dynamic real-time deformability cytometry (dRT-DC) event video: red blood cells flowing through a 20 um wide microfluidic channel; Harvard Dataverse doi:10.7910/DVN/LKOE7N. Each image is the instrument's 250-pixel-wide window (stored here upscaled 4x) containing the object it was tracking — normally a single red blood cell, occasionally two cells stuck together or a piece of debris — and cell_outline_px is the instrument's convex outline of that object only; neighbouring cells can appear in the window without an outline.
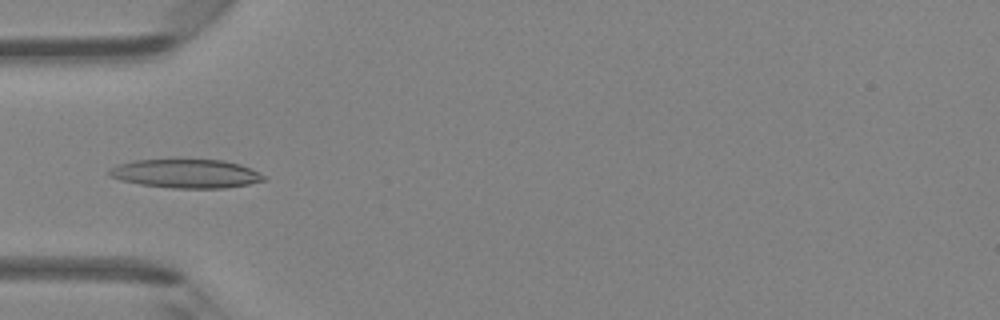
{"species": "Egyptian fruit bat (a non-hibernating species)", "species_latin": "Rousettus aegyptiacus", "temperature_condition": "room temperature", "stored_images_in_passage": 48, "camera_frame_rate_fps": 3000, "um_per_image_px": 0.085, "animal": {"sex": "female"}, "frame": {"image": 1, "passage_image": 16, "time_ms": 5.0, "image_size_px": [1000, 320], "cell_outline_px": [[268, 176], [264, 180], [248, 184], [224, 188], [172, 188], [140, 184], [120, 180], [108, 176], [108, 168], [132, 160], [176, 156], [224, 160], [240, 164]], "centroid_in_image_um": [15.76, 14.7], "position_along_channel_um": 69.2, "area_um2": 27.22}}
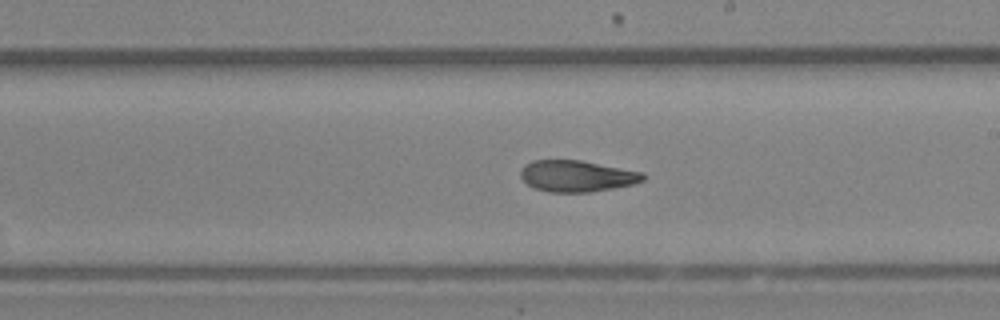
{"frame": {"image": 2, "passage_image": 28, "time_ms": 9.0, "image_size_px": [1000, 320], "cell_outline_px": [[648, 176], [644, 180], [632, 184], [612, 188], [588, 192], [548, 192], [532, 188], [520, 176], [520, 168], [524, 164], [532, 160], [580, 160], [644, 172]], "centroid_in_image_um": [49.01, 14.96], "position_along_channel_um": 240.0, "area_um2": 22.54}}
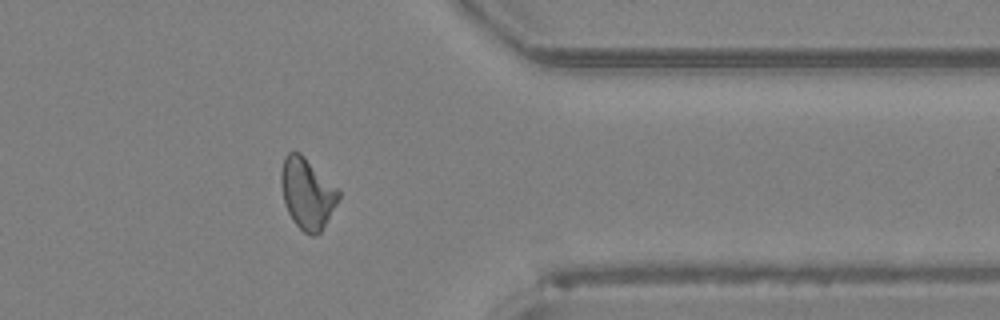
{"frame": {"image": 3, "passage_image": 39, "time_ms": 12.667, "image_size_px": [1000, 320], "cell_outline_px": [[340, 196], [336, 204], [320, 232], [312, 236], [304, 232], [292, 220], [284, 204], [280, 184], [280, 172], [284, 156], [288, 152], [300, 152], [340, 188]], "centroid_in_image_um": [26.1, 16.4], "position_along_channel_um": 385.3, "area_um2": 23.99}, "authors_computed_cell_mechanics": {"area_um2": 23.7269, "velocity_mm_per_s": 4.2857, "shape_relaxation_time_tau1_ms": null, "shape_relaxation_time_tau2_ms": 2.8186, "deformation_change_tau1": null, "deformation_change_tau2": 0.0945}}